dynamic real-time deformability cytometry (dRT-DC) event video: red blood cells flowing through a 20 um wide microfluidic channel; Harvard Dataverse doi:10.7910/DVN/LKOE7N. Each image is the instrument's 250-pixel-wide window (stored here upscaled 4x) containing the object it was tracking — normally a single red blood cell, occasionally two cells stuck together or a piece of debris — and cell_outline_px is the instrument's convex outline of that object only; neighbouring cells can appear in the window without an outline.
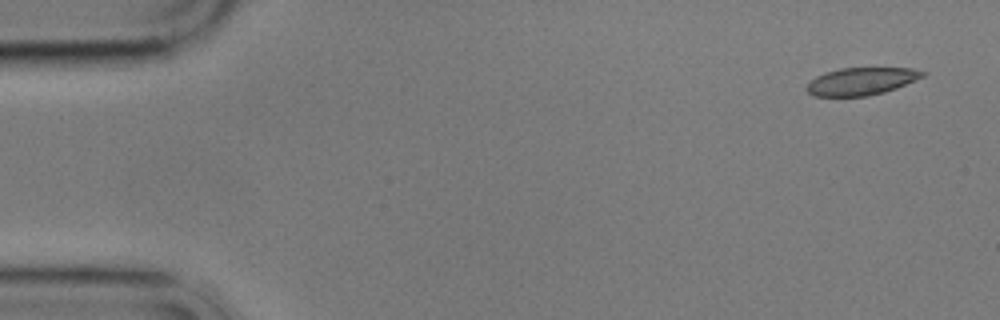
{"species": "common noctule bat (a hibernating species)", "species_latin": "Nyctalus noctula", "temperature_condition": "cold", "stored_images_in_passage": 4, "camera_frame_rate_fps": 3000, "um_per_image_px": 0.085, "animal": {"sex": "male", "body_mass_g": 17.9}, "frame": {"image": 1, "passage_image": 1, "time_ms": 0.0, "image_size_px": [1000, 320], "cell_outline_px": [[928, 72], [924, 76], [896, 88], [884, 92], [868, 96], [812, 96], [804, 88], [816, 76], [824, 72], [840, 68], [912, 68]], "centroid_in_image_um": [73.2, 6.91], "position_along_channel_um": 11.8, "area_um2": 18.61}}